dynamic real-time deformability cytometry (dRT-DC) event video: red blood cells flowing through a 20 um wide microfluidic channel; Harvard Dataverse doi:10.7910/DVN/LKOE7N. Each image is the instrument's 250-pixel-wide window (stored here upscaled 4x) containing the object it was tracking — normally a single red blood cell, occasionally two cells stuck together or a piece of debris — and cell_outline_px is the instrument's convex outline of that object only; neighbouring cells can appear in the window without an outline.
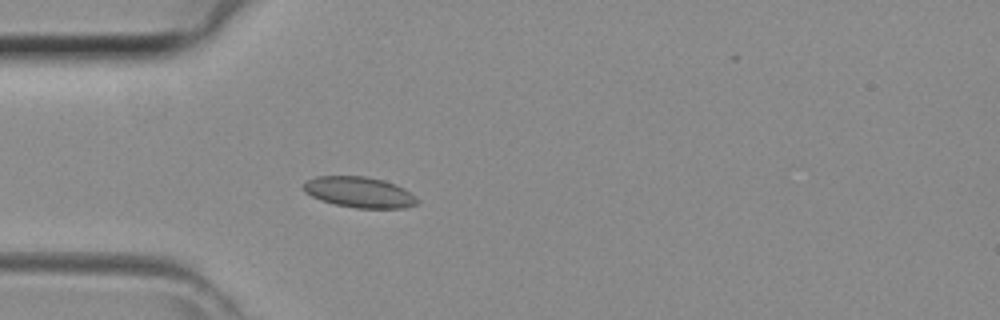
{"species": "common noctule bat (a hibernating species)", "species_latin": "Nyctalus noctula", "temperature_condition": "room temperature", "stored_images_in_passage": 35, "camera_frame_rate_fps": 3000, "um_per_image_px": 0.085, "animal": {"sex": "female", "body_mass_g": 29.2, "forearm_length_mm": 56.3}, "frame": {"image": 1, "passage_image": 3, "time_ms": 0.667, "image_size_px": [1000, 320], "cell_outline_px": [[420, 200], [416, 204], [404, 208], [356, 208], [336, 204], [320, 200], [304, 192], [300, 188], [300, 184], [316, 176], [364, 176], [384, 180], [396, 184], [404, 188]], "centroid_in_image_um": [30.51, 16.33], "position_along_channel_um": 54.5, "area_um2": 20.58}}
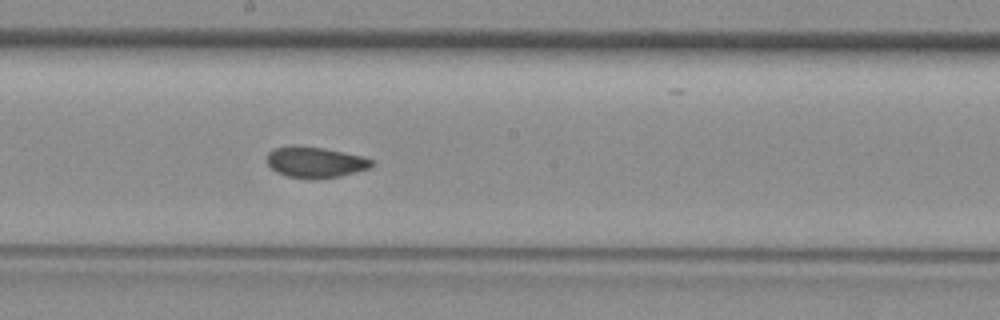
{"frame": {"image": 2, "passage_image": 14, "time_ms": 4.333, "image_size_px": [1000, 320], "cell_outline_px": [[376, 164], [368, 168], [356, 172], [340, 176], [312, 180], [308, 180], [288, 176], [276, 172], [268, 164], [268, 152], [272, 148], [296, 144], [324, 148], [364, 156], [372, 160]], "centroid_in_image_um": [26.79, 13.78], "position_along_channel_um": 221.4, "area_um2": 19.25}}
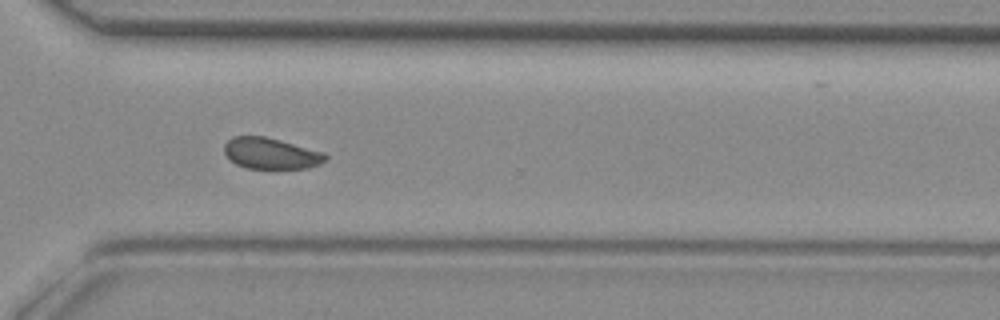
{"frame": {"image": 3, "passage_image": 22, "time_ms": 7.0, "image_size_px": [1000, 320], "cell_outline_px": [[328, 156], [320, 164], [308, 168], [248, 168], [236, 164], [224, 152], [224, 144], [232, 136], [264, 136], [280, 140], [324, 152]], "centroid_in_image_um": [23.02, 13.03], "position_along_channel_um": 347.6, "area_um2": 18.21}}